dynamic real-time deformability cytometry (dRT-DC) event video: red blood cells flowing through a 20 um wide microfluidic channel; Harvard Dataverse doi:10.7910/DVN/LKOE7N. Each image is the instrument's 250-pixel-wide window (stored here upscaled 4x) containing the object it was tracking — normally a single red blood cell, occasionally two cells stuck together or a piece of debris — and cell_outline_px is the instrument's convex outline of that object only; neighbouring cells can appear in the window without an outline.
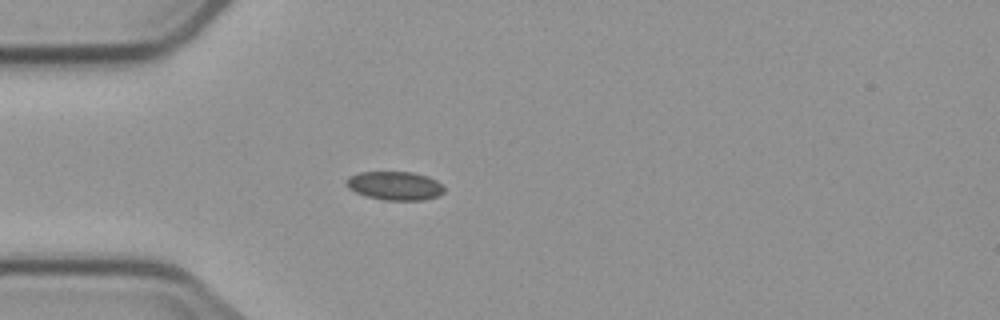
{"species": "common noctule bat (a hibernating species)", "species_latin": "Nyctalus noctula", "temperature_condition": "cold", "stored_images_in_passage": 1, "camera_frame_rate_fps": 3000, "um_per_image_px": 0.085, "animal": {"sex": "male", "body_mass_g": 23.1, "forearm_length_mm": 52.7}, "frame": {"image": 1, "passage_image": 1, "time_ms": 0.0, "image_size_px": [1000, 320], "cell_outline_px": [[444, 192], [440, 196], [424, 200], [384, 200], [368, 196], [356, 192], [348, 188], [348, 176], [360, 172], [412, 172], [428, 176], [436, 180], [444, 188]], "centroid_in_image_um": [33.61, 15.79], "position_along_channel_um": 51.4, "area_um2": 16.24}}